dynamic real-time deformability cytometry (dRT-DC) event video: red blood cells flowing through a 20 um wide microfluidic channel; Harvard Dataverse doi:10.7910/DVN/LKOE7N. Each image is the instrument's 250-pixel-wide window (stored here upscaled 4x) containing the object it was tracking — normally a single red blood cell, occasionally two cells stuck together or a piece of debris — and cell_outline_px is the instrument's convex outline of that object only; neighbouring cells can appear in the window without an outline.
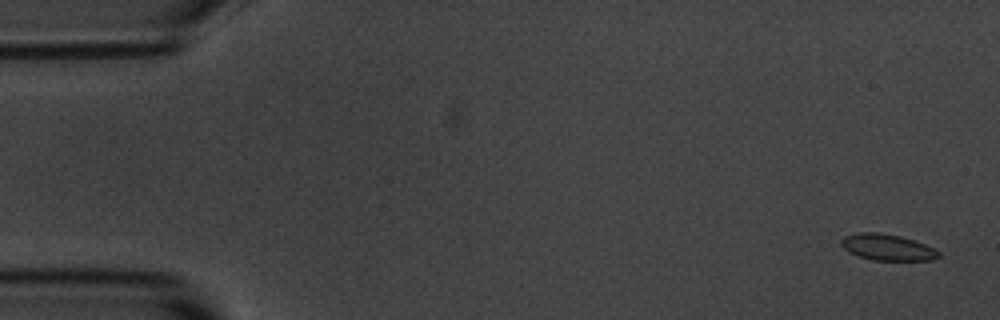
{"species": "common noctule bat (a hibernating species)", "species_latin": "Nyctalus noctula", "temperature_condition": "room temperature", "stored_images_in_passage": 56, "camera_frame_rate_fps": 3000, "um_per_image_px": 0.085, "animal": {"sex": "male", "body_mass_g": 20.1, "forearm_length_mm": 53.5}, "frame": {"image": 1, "passage_image": 2, "time_ms": 0.333, "image_size_px": [1000, 320], "cell_outline_px": [[940, 256], [932, 260], [872, 260], [848, 252], [840, 244], [840, 240], [844, 236], [860, 232], [876, 232], [900, 236], [924, 244], [940, 252]], "centroid_in_image_um": [75.39, 21.02], "position_along_channel_um": 9.6, "area_um2": 14.74}}
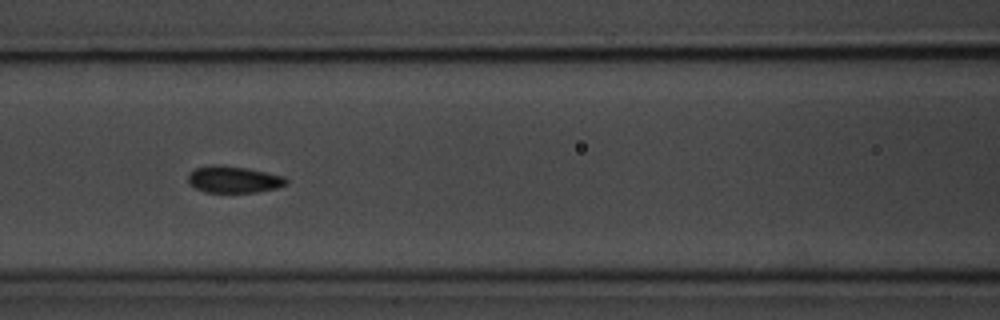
{"frame": {"image": 2, "passage_image": 24, "time_ms": 7.667, "image_size_px": [1000, 320], "cell_outline_px": [[288, 184], [276, 188], [256, 192], [204, 192], [188, 184], [188, 172], [196, 168], [212, 164], [220, 164], [248, 168], [284, 176], [288, 180]], "centroid_in_image_um": [19.84, 15.24], "position_along_channel_um": 146.8, "area_um2": 15.49}}
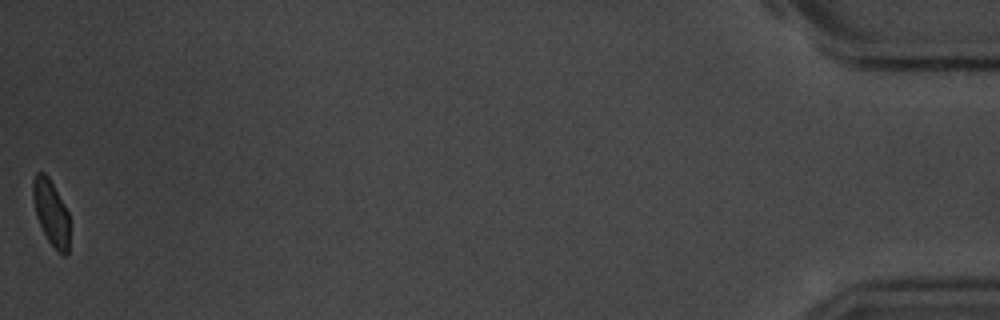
{"frame": {"image": 3, "passage_image": 56, "time_ms": 18.333, "image_size_px": [1000, 320], "cell_outline_px": [[68, 252], [64, 256], [48, 240], [36, 216], [32, 196], [32, 180], [36, 172], [44, 172], [48, 176], [68, 212]], "centroid_in_image_um": [4.3, 18.01], "position_along_channel_um": 430.9, "area_um2": 13.64}, "authors_computed_cell_mechanics": {"area_um2": 15.2303, "velocity_mm_per_s": 3.5839, "shape_relaxation_time_tau1_ms": 4.1985, "shape_relaxation_time_tau2_ms": 1.9678, "deformation_change_tau1": 0.075, "deformation_change_tau2": 0.0545}}